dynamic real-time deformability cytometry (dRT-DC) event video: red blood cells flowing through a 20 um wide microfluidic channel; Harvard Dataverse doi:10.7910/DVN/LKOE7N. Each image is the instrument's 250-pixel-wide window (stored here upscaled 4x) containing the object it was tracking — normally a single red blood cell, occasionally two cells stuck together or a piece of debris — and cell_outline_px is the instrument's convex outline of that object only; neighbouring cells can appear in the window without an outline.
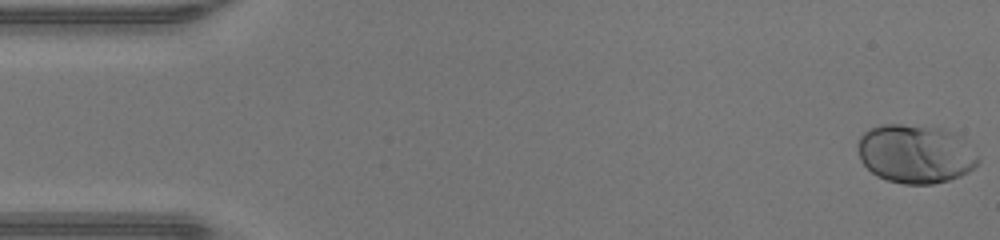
{"species": "human", "species_latin": "Homo sapiens", "temperature_condition": "warm", "stored_images_in_passage": 47, "camera_frame_rate_fps": 3000, "um_per_image_px": 0.085, "donor": {"sex": "male"}, "frame": {"image": 1, "passage_image": 1, "time_ms": 0.0, "image_size_px": [1000, 240], "cell_outline_px": [[980, 160], [968, 172], [960, 176], [948, 180], [932, 184], [904, 184], [888, 180], [876, 176], [860, 160], [856, 148], [856, 144], [860, 136], [864, 132], [880, 124], [900, 124], [940, 128], [952, 132]], "centroid_in_image_um": [77.72, 13.09], "position_along_channel_um": 7.3, "area_um2": 40.63}}
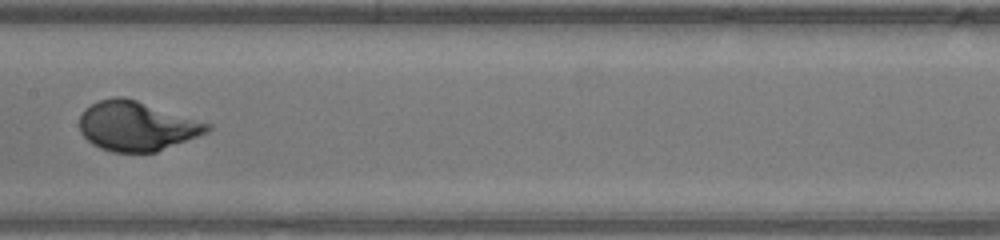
{"frame": {"image": 2, "passage_image": 24, "time_ms": 7.667, "image_size_px": [1000, 240], "cell_outline_px": [[212, 128], [208, 132], [156, 152], [112, 152], [100, 148], [92, 144], [80, 132], [80, 116], [84, 108], [100, 100], [112, 96], [124, 96], [212, 124]], "centroid_in_image_um": [11.61, 10.71], "position_along_channel_um": 195.8, "area_um2": 36.82}}
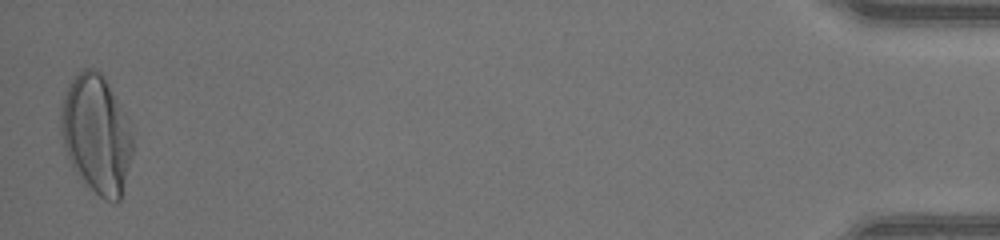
{"frame": {"image": 3, "passage_image": 47, "time_ms": 15.333, "image_size_px": [1000, 240], "cell_outline_px": [[132, 156], [120, 200], [116, 204], [104, 200], [84, 180], [72, 164], [64, 148], [60, 132], [60, 108], [68, 84], [84, 68], [92, 68], [100, 72], [104, 76], [128, 116], [132, 124]], "centroid_in_image_um": [8.22, 11.38], "position_along_channel_um": 427.0, "area_um2": 49.65}, "authors_computed_cell_mechanics": {"area_um2": 37.281, "velocity_mm_per_s": 4.3446, "shape_relaxation_time_tau1_ms": 2.4827, "shape_relaxation_time_tau2_ms": null, "deformation_change_tau1": 0.1745, "deformation_change_tau2": null}}